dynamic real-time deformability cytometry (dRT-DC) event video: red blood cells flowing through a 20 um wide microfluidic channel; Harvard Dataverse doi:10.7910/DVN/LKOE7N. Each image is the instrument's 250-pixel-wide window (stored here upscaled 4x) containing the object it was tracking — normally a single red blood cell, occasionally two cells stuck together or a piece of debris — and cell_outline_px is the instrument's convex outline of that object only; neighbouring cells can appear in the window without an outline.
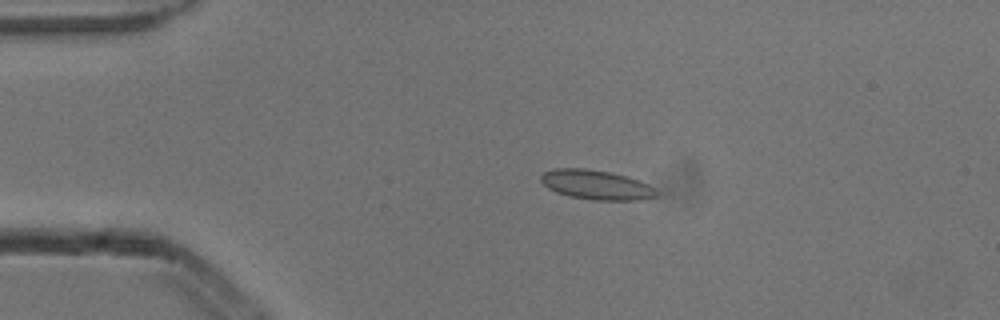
{"species": "common noctule bat (a hibernating species)", "species_latin": "Nyctalus noctula", "temperature_condition": "cold", "stored_images_in_passage": 4, "camera_frame_rate_fps": 3000, "um_per_image_px": 0.085, "animal": {"sex": "male", "body_mass_g": 13.3}, "frame": {"image": 1, "passage_image": 3, "time_ms": 0.667, "image_size_px": [1000, 320], "cell_outline_px": [[656, 196], [640, 200], [592, 200], [568, 196], [556, 192], [548, 188], [540, 180], [540, 176], [544, 172], [556, 168], [584, 168], [608, 172], [628, 176], [640, 180], [656, 188]], "centroid_in_image_um": [50.68, 15.71], "position_along_channel_um": 34.3, "area_um2": 19.94}}